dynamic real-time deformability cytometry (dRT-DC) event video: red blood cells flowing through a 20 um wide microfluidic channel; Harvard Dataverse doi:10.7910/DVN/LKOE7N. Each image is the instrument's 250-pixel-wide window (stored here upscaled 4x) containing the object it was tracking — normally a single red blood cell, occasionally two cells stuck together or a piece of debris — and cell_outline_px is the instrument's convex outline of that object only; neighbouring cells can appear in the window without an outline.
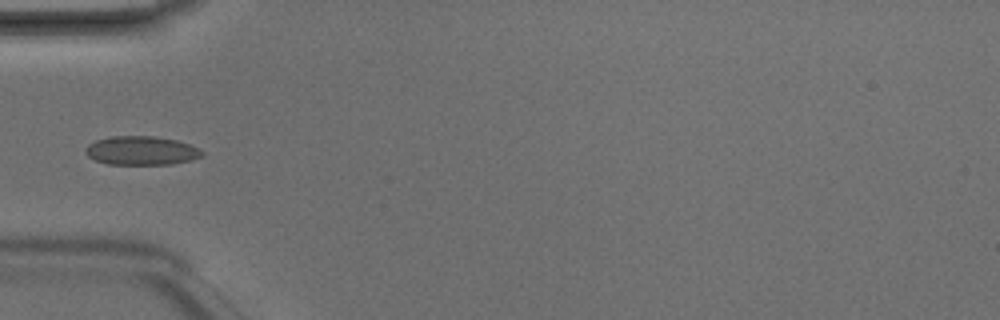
{"species": "Egyptian fruit bat (a non-hibernating species)", "species_latin": "Rousettus aegyptiacus", "temperature_condition": "room temperature", "stored_images_in_passage": 5, "camera_frame_rate_fps": 3000, "um_per_image_px": 0.085, "animal": {"sex": "male"}, "frame": {"image": 1, "passage_image": 4, "time_ms": 1.0, "image_size_px": [1000, 320], "cell_outline_px": [[204, 156], [192, 160], [172, 164], [108, 164], [96, 160], [88, 156], [84, 152], [84, 148], [88, 144], [96, 140], [112, 136], [152, 136], [176, 140], [188, 144], [204, 152]], "centroid_in_image_um": [12.0, 12.8], "position_along_channel_um": 73.0, "area_um2": 19.54}}